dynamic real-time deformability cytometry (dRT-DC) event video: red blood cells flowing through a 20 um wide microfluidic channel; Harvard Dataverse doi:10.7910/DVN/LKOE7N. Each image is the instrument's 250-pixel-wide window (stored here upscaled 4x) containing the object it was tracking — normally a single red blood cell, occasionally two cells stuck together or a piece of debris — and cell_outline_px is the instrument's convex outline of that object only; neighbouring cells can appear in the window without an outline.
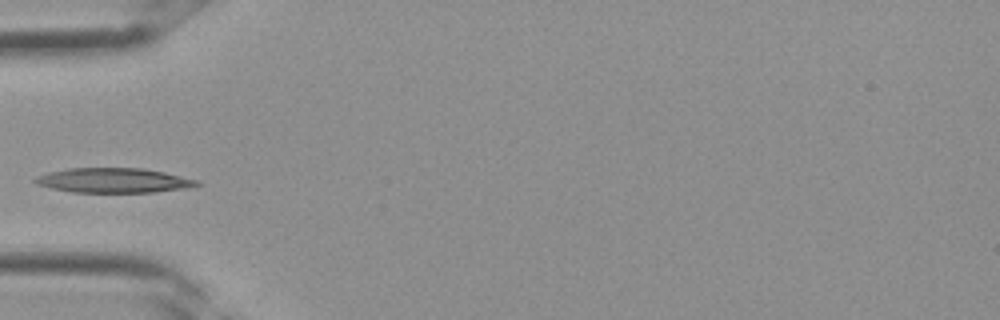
{"species": "Egyptian fruit bat (a non-hibernating species)", "species_latin": "Rousettus aegyptiacus", "temperature_condition": "room temperature", "stored_images_in_passage": 3, "camera_frame_rate_fps": 3000, "um_per_image_px": 0.085, "frame": {"image": 1, "passage_image": 3, "time_ms": 0.667, "image_size_px": [1000, 320], "cell_outline_px": [[200, 184], [188, 188], [156, 192], [72, 192], [52, 188], [36, 184], [32, 180], [36, 176], [48, 172], [68, 168], [144, 168], [164, 172], [196, 180]], "centroid_in_image_um": [9.62, 15.33], "position_along_channel_um": 75.4, "area_um2": 23.24}}